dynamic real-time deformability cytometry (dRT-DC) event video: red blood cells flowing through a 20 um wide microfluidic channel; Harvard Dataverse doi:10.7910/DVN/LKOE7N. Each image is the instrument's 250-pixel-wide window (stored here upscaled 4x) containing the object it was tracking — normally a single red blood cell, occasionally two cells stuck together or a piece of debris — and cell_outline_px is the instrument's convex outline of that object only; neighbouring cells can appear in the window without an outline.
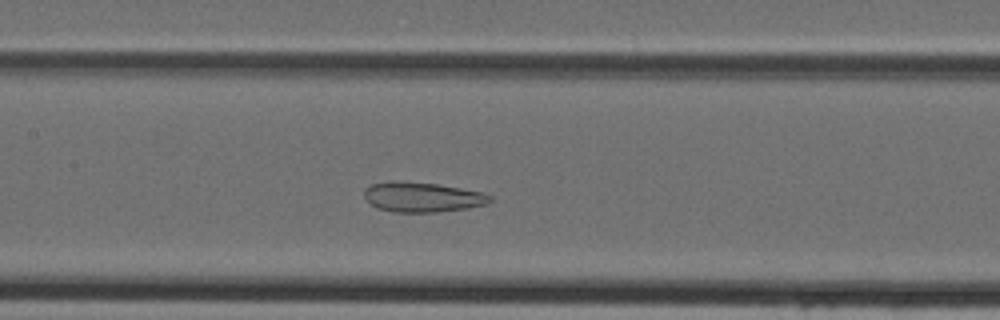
{"species": "Egyptian fruit bat (a non-hibernating species)", "species_latin": "Rousettus aegyptiacus", "temperature_condition": "cold", "stored_images_in_passage": 40, "camera_frame_rate_fps": 3000, "um_per_image_px": 0.085, "animal": {"sex": "female"}, "frame": {"image": 1, "passage_image": 16, "time_ms": 5.0, "image_size_px": [1000, 320], "cell_outline_px": [[492, 200], [488, 204], [468, 208], [436, 212], [392, 212], [376, 208], [364, 196], [364, 188], [372, 184], [396, 180], [436, 184], [484, 192], [492, 196]], "centroid_in_image_um": [35.91, 16.75], "position_along_channel_um": 171.5, "area_um2": 22.02}}
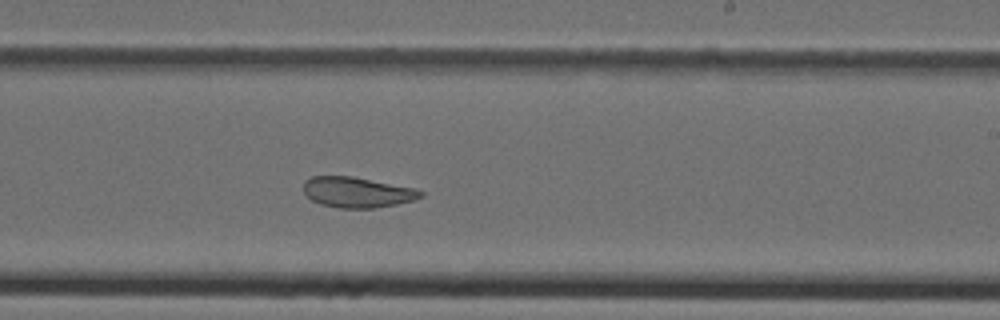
{"frame": {"image": 2, "passage_image": 22, "time_ms": 7.0, "image_size_px": [1000, 320], "cell_outline_px": [[424, 196], [416, 200], [376, 208], [340, 208], [320, 204], [312, 200], [304, 192], [304, 180], [312, 176], [352, 176], [416, 188], [424, 192]], "centroid_in_image_um": [30.4, 16.34], "position_along_channel_um": 258.6, "area_um2": 20.98}}
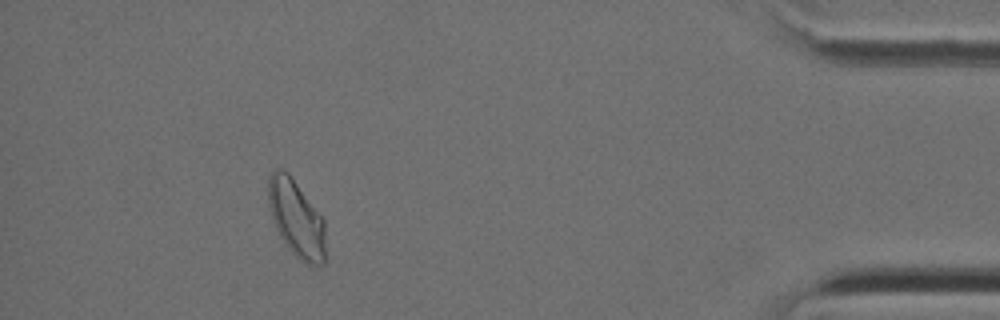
{"frame": {"image": 3, "passage_image": 36, "time_ms": 11.667, "image_size_px": [1000, 320], "cell_outline_px": [[324, 264], [316, 268], [312, 268], [304, 264], [284, 244], [272, 220], [268, 204], [268, 176], [276, 168], [280, 168], [288, 172], [324, 220]], "centroid_in_image_um": [25.17, 18.61], "position_along_channel_um": 410.0, "area_um2": 25.84}}